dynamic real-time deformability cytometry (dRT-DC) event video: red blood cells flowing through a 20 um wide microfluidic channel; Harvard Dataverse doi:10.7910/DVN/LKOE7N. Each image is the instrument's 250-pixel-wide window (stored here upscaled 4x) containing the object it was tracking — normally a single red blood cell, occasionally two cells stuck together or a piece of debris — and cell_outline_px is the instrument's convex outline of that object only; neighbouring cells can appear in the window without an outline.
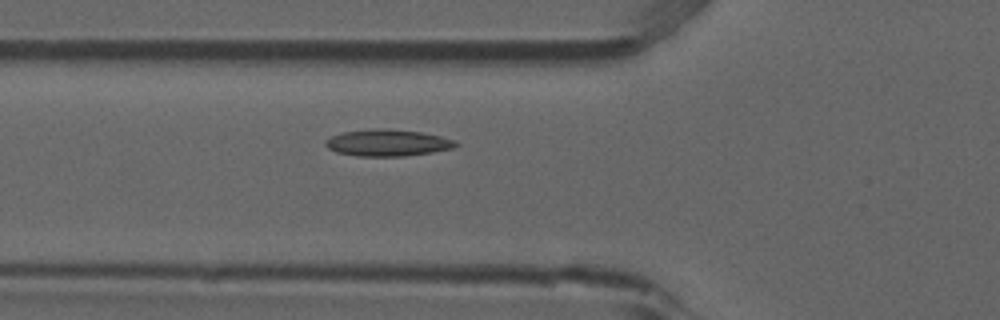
{"species": "common noctule bat (a hibernating species)", "species_latin": "Nyctalus noctula", "temperature_condition": "room temperature", "stored_images_in_passage": 5, "camera_frame_rate_fps": 3000, "um_per_image_px": 0.085, "animal": {"sex": "male", "forearm_length_mm": 52.5}, "frame": {"image": 1, "passage_image": 5, "time_ms": 1.333, "image_size_px": [1000, 320], "cell_outline_px": [[460, 144], [452, 148], [432, 152], [404, 156], [360, 156], [336, 152], [328, 148], [324, 144], [324, 140], [332, 136], [344, 132], [372, 128], [380, 128], [420, 132], [440, 136], [456, 140]], "centroid_in_image_um": [32.94, 12.13], "position_along_channel_um": 92.9, "area_um2": 20.17}}